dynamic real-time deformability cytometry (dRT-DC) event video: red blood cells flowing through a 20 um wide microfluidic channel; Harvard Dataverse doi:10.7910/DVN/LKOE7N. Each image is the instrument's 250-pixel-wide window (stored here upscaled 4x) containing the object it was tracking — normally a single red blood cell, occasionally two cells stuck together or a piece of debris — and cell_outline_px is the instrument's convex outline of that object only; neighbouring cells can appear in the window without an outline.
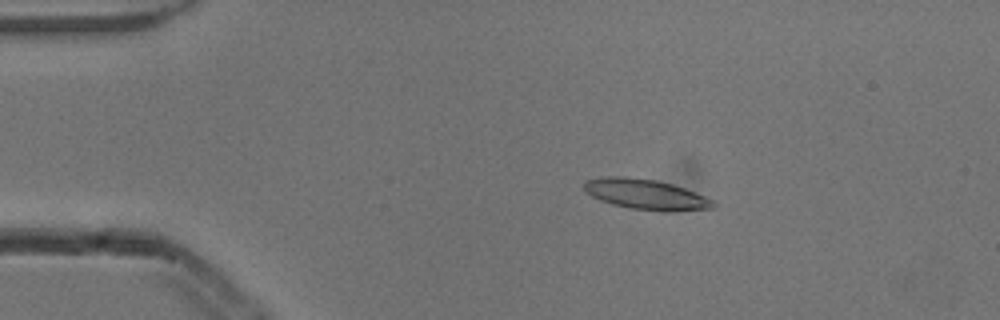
{"species": "common noctule bat (a hibernating species)", "species_latin": "Nyctalus noctula", "temperature_condition": "cold", "stored_images_in_passage": 7, "camera_frame_rate_fps": 3000, "um_per_image_px": 0.085, "animal": {"sex": "male", "body_mass_g": 13.3}, "frame": {"image": 1, "passage_image": 2, "time_ms": 0.333, "image_size_px": [1000, 320], "cell_outline_px": [[716, 208], [672, 212], [664, 212], [628, 208], [612, 204], [600, 200], [592, 196], [584, 188], [584, 180], [600, 176], [624, 176], [656, 180], [672, 184], [684, 188], [716, 200]], "centroid_in_image_um": [54.94, 16.53], "position_along_channel_um": 30.1, "area_um2": 23.24}}
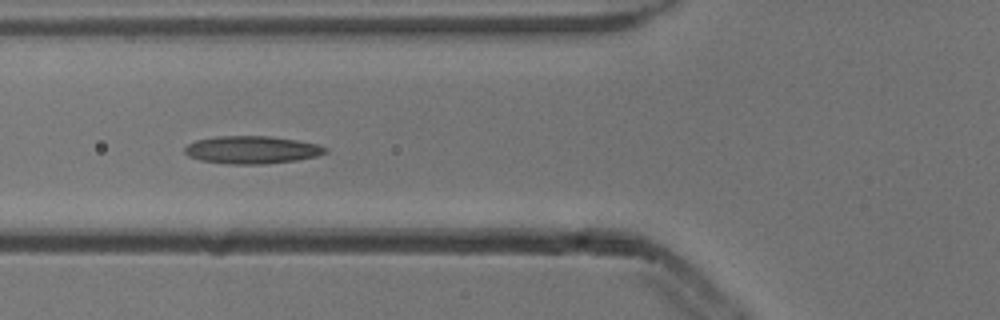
{"frame": {"image": 2, "passage_image": 5, "time_ms": 1.333, "image_size_px": [1000, 320], "cell_outline_px": [[328, 152], [316, 156], [296, 160], [264, 164], [228, 164], [200, 160], [188, 156], [184, 152], [184, 148], [188, 144], [196, 140], [220, 136], [268, 136], [296, 140], [316, 144], [328, 148]], "centroid_in_image_um": [21.39, 12.74], "position_along_channel_um": 104.4, "area_um2": 22.6}}
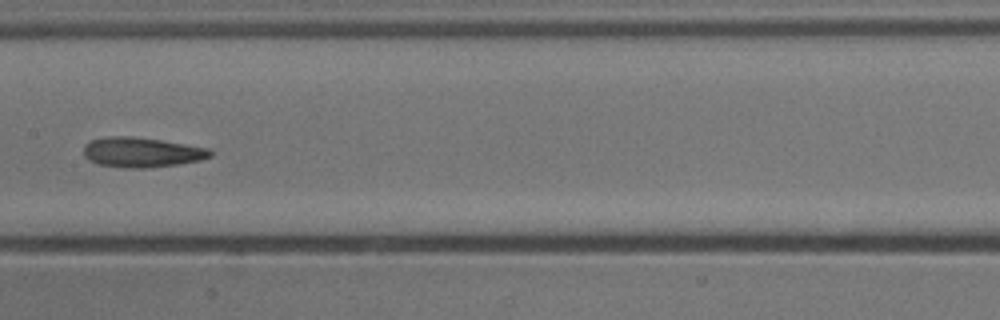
{"frame": {"image": 3, "passage_image": 7, "time_ms": 2.0, "image_size_px": [1000, 320], "cell_outline_px": [[212, 156], [200, 160], [176, 164], [144, 168], [128, 168], [96, 164], [88, 160], [84, 156], [84, 144], [92, 140], [112, 136], [128, 136], [160, 140], [208, 148], [212, 152]], "centroid_in_image_um": [12.01, 12.95], "position_along_channel_um": 195.4, "area_um2": 21.85}}